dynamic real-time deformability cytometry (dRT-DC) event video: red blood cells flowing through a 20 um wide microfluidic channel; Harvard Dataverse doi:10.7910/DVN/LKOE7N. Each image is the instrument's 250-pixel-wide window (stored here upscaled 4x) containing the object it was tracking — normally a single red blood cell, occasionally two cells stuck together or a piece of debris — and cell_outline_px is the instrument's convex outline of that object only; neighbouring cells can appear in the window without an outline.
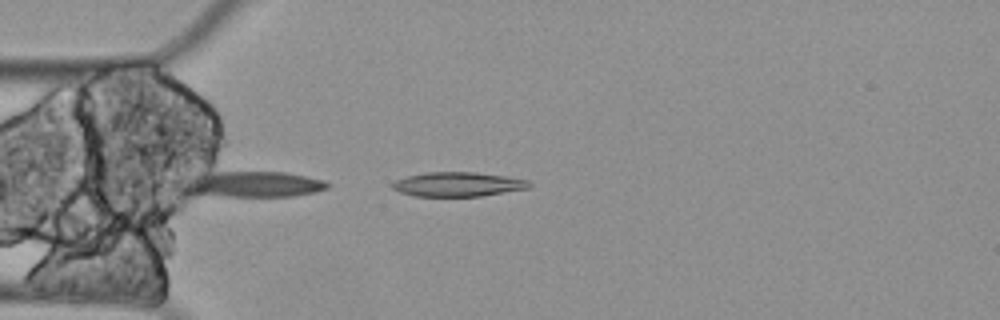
{"species": "Egyptian fruit bat (a non-hibernating species)", "species_latin": "Rousettus aegyptiacus", "temperature_condition": "cold", "stored_images_in_passage": 5, "camera_frame_rate_fps": 3000, "um_per_image_px": 0.085, "animal": {"sex": "female"}, "frame": {"image": 1, "passage_image": 5, "time_ms": 1.333, "image_size_px": [1000, 320], "cell_outline_px": [[532, 184], [528, 188], [480, 196], [412, 196], [400, 192], [392, 188], [392, 184], [396, 180], [408, 176], [428, 172], [476, 172], [504, 176], [528, 180]], "centroid_in_image_um": [38.91, 15.66], "position_along_channel_um": 46.1, "area_um2": 19.25}}